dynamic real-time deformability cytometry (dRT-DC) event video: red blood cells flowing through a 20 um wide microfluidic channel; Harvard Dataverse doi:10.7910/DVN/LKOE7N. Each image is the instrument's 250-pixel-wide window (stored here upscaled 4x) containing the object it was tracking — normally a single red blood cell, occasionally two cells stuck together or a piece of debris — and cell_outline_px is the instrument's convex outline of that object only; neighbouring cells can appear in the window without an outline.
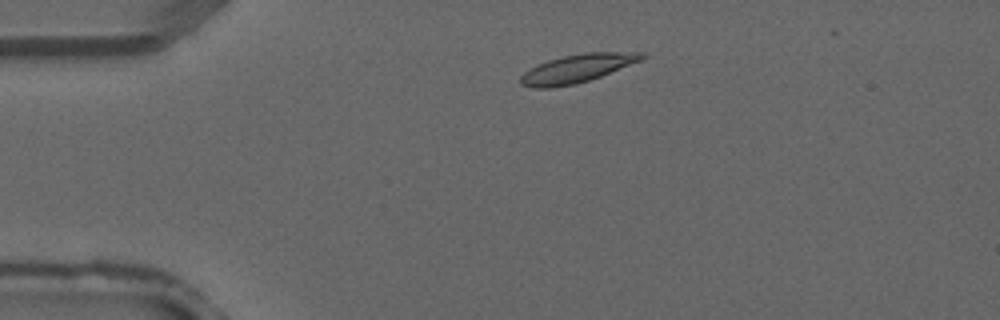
{"species": "common noctule bat (a hibernating species)", "species_latin": "Nyctalus noctula", "temperature_condition": "warm", "stored_images_in_passage": 1, "camera_frame_rate_fps": 3000, "um_per_image_px": 0.085, "animal": {"sex": "male", "forearm_length_mm": 52.5}, "frame": {"image": 1, "passage_image": 1, "time_ms": 0.0, "image_size_px": [1000, 320], "cell_outline_px": [[648, 56], [640, 60], [600, 76], [576, 84], [552, 88], [532, 88], [520, 84], [520, 76], [524, 72], [536, 64], [548, 60], [564, 56], [584, 52], [644, 52]], "centroid_in_image_um": [49.01, 5.82], "position_along_channel_um": 36.0, "area_um2": 19.94}}